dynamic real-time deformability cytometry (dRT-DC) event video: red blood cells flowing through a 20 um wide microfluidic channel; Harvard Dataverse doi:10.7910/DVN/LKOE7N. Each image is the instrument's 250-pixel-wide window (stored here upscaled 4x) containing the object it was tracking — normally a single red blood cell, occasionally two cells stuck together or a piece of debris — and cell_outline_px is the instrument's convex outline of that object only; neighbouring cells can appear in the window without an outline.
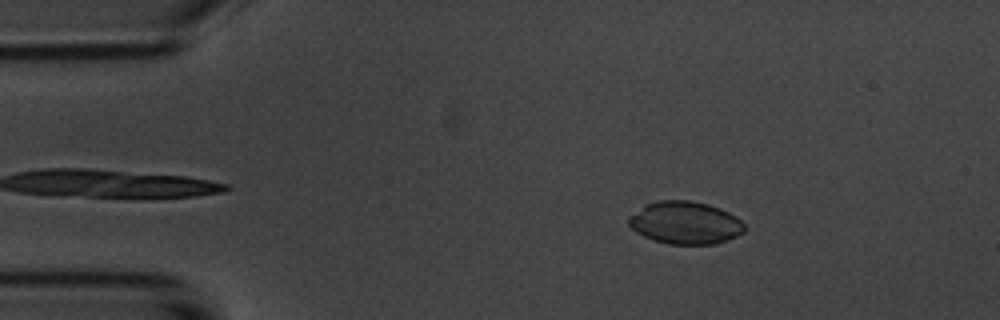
{"species": "common noctule bat (a hibernating species)", "species_latin": "Nyctalus noctula", "temperature_condition": "room temperature", "stored_images_in_passage": 3, "camera_frame_rate_fps": 3000, "um_per_image_px": 0.085, "animal": {"sex": "male", "body_mass_g": 20.1, "forearm_length_mm": 53.5}, "frame": {"image": 1, "passage_image": 2, "time_ms": 1.333, "image_size_px": [1000, 320], "cell_outline_px": [[744, 232], [728, 240], [716, 244], [668, 244], [644, 236], [636, 232], [628, 224], [628, 216], [644, 204], [660, 200], [688, 200], [708, 204], [720, 208], [736, 216], [744, 224]], "centroid_in_image_um": [58.23, 18.93], "position_along_channel_um": 26.8, "area_um2": 28.84}}